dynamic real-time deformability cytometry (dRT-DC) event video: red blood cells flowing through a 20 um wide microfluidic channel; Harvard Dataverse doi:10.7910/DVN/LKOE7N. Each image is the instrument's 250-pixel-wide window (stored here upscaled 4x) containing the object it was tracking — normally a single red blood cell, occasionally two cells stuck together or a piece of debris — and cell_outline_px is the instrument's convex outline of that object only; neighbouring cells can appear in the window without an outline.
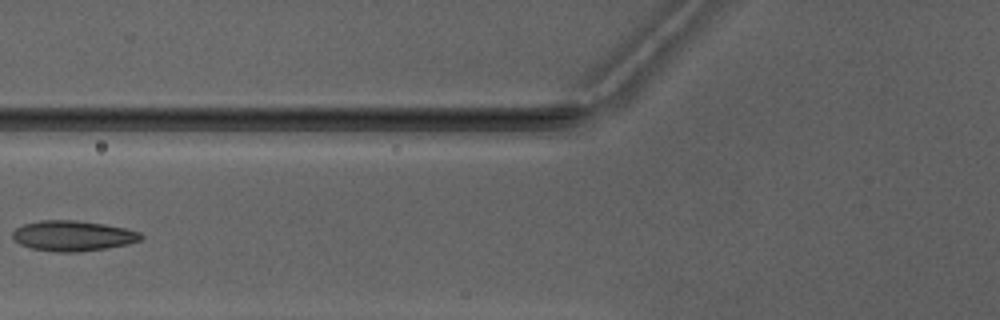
{"species": "Egyptian fruit bat (a non-hibernating species)", "species_latin": "Rousettus aegyptiacus", "temperature_condition": "warm", "stored_images_in_passage": 6, "camera_frame_rate_fps": 3000, "um_per_image_px": 0.085, "animal": {"sex": "male"}, "frame": {"image": 1, "passage_image": 6, "time_ms": 5.667, "image_size_px": [1000, 320], "cell_outline_px": [[144, 236], [140, 240], [128, 244], [80, 252], [60, 252], [32, 248], [20, 244], [12, 236], [12, 232], [16, 228], [24, 224], [40, 220], [76, 220], [104, 224], [124, 228], [140, 232]], "centroid_in_image_um": [6.2, 20.04], "position_along_channel_um": 119.6, "area_um2": 22.54}}